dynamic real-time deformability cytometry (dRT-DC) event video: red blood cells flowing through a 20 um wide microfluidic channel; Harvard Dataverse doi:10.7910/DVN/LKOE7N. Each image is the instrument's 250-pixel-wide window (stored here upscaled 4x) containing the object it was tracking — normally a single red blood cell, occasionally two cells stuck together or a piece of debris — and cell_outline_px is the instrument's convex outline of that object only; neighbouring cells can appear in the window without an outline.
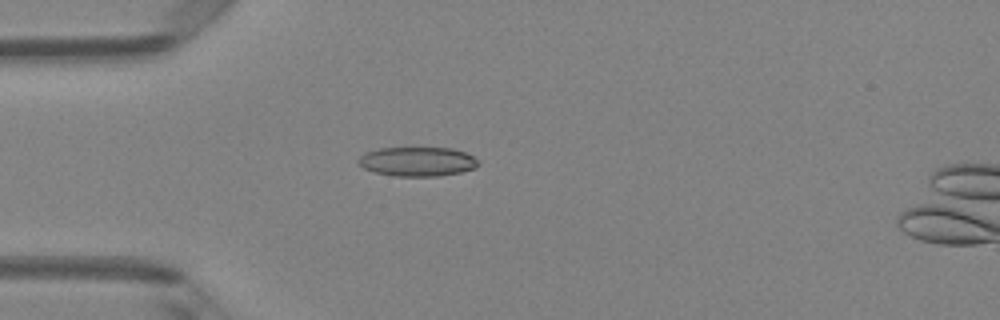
{"species": "Egyptian fruit bat (a non-hibernating species)", "species_latin": "Rousettus aegyptiacus", "temperature_condition": "room temperature", "stored_images_in_passage": 4, "camera_frame_rate_fps": 3000, "um_per_image_px": 0.085, "animal": {"sex": "female"}, "frame": {"image": 1, "passage_image": 3, "time_ms": 0.667, "image_size_px": [1000, 320], "cell_outline_px": [[480, 164], [476, 168], [460, 172], [440, 176], [392, 176], [376, 172], [364, 168], [356, 160], [360, 156], [368, 152], [380, 148], [452, 148], [464, 152], [480, 160]], "centroid_in_image_um": [35.52, 13.74], "position_along_channel_um": 49.5, "area_um2": 20.46}}